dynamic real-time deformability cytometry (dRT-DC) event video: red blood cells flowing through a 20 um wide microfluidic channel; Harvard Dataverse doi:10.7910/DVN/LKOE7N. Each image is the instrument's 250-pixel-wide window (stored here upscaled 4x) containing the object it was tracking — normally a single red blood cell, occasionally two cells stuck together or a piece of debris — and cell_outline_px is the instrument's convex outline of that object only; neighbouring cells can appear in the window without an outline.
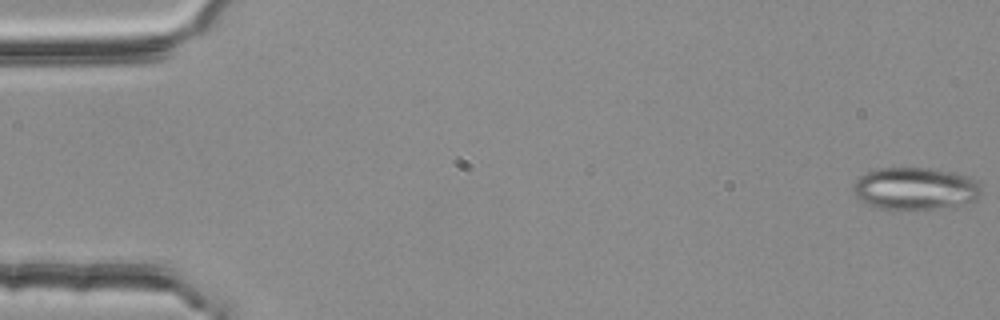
{"species": "common noctule bat (a hibernating species)", "species_latin": "Nyctalus noctula", "temperature_condition": "room temperature", "stored_images_in_passage": 55, "camera_frame_rate_fps": 3000, "um_per_image_px": 0.085, "animal": {"sex": "female", "body_mass_g": 25.1}, "frame": {"image": 1, "passage_image": 1, "time_ms": 0.0, "image_size_px": [1000, 320], "cell_outline_px": [[984, 192], [976, 200], [956, 204], [932, 208], [880, 208], [856, 196], [852, 188], [856, 180], [860, 176], [876, 168], [928, 168], [952, 172], [968, 176], [976, 180], [980, 184]], "centroid_in_image_um": [77.84, 15.99], "position_along_channel_um": 7.2, "area_um2": 30.92}}
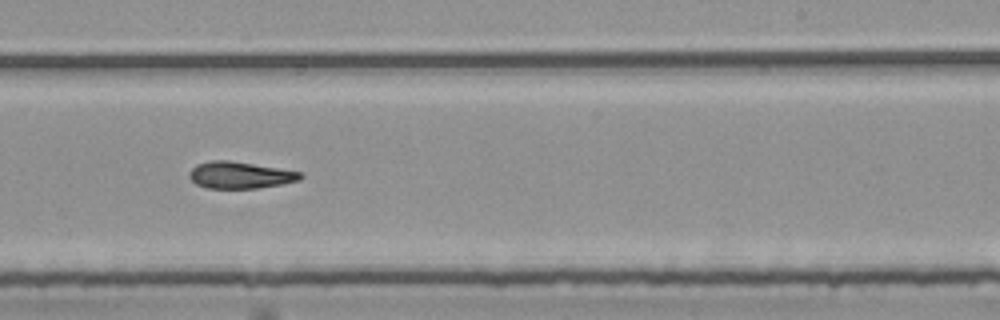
{"frame": {"image": 2, "passage_image": 34, "time_ms": 11.0, "image_size_px": [1000, 320], "cell_outline_px": [[304, 176], [300, 180], [284, 184], [256, 188], [204, 188], [196, 184], [188, 176], [188, 172], [196, 164], [208, 160], [228, 160], [304, 172]], "centroid_in_image_um": [20.41, 14.88], "position_along_channel_um": 268.6, "area_um2": 17.57}}
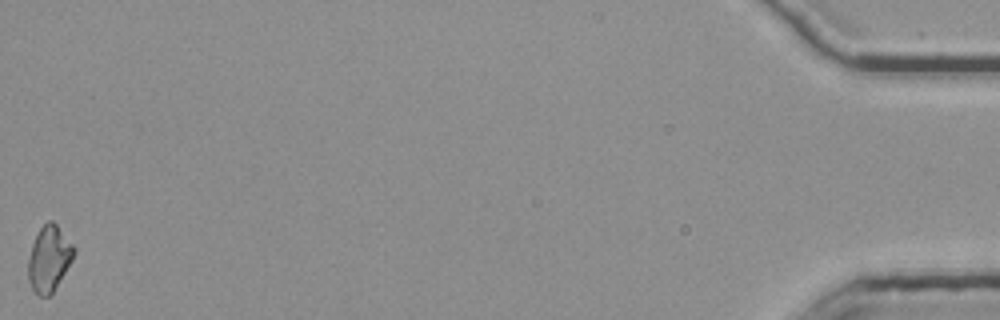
{"frame": {"image": 3, "passage_image": 55, "time_ms": 18.0, "image_size_px": [1000, 320], "cell_outline_px": [[76, 252], [72, 260], [52, 292], [48, 296], [40, 296], [32, 288], [28, 280], [28, 260], [32, 244], [40, 228], [48, 220], [52, 220], [56, 224], [76, 248]], "centroid_in_image_um": [4.17, 21.96], "position_along_channel_um": 431.0, "area_um2": 17.22}, "authors_computed_cell_mechanics": {"area_um2": 17.918, "velocity_mm_per_s": 3.7634, "shape_relaxation_time_tau1_ms": null, "shape_relaxation_time_tau2_ms": 4.6762, "deformation_change_tau1": null, "deformation_change_tau2": 0.1367}}